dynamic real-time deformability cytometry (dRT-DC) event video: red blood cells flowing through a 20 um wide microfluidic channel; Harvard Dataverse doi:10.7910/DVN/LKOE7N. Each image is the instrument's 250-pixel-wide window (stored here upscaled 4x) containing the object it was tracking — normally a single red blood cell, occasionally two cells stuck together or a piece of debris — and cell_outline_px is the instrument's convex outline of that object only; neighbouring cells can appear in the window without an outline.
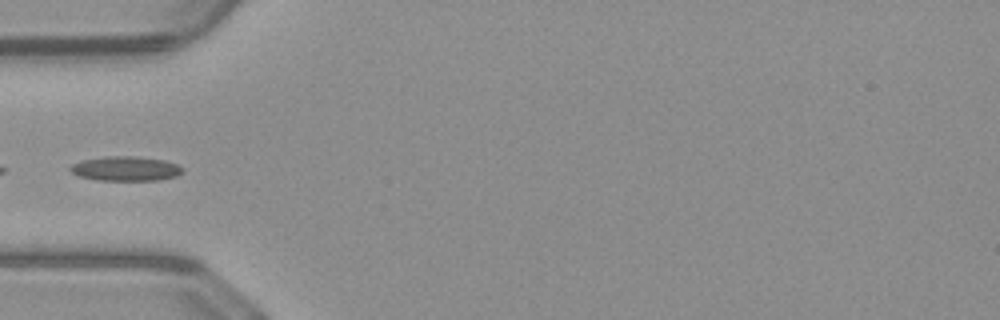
{"species": "common noctule bat (a hibernating species)", "species_latin": "Nyctalus noctula", "temperature_condition": "warm", "stored_images_in_passage": 30, "camera_frame_rate_fps": 3000, "um_per_image_px": 0.085, "animal": {"sex": "male", "body_mass_g": 23.1, "forearm_length_mm": 52.7}, "frame": {"image": 1, "passage_image": 1, "time_ms": 0.0, "image_size_px": [1000, 320], "cell_outline_px": [[184, 172], [176, 176], [160, 180], [100, 180], [80, 176], [72, 172], [68, 168], [72, 164], [80, 160], [104, 156], [136, 156], [164, 160], [176, 164], [184, 168]], "centroid_in_image_um": [10.69, 14.32], "position_along_channel_um": 74.3, "area_um2": 16.13}}
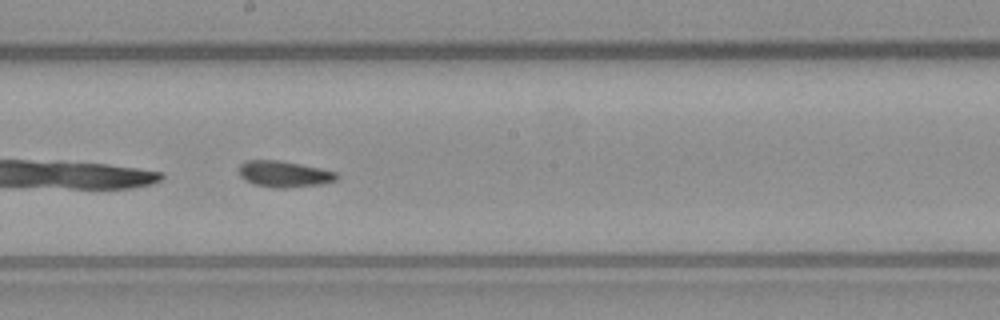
{"frame": {"image": 2, "passage_image": 12, "time_ms": 3.667, "image_size_px": [1000, 320], "cell_outline_px": [[340, 176], [336, 180], [320, 184], [288, 188], [272, 188], [256, 184], [240, 176], [240, 164], [248, 160], [280, 160], [320, 168], [336, 172]], "centroid_in_image_um": [24.19, 14.79], "position_along_channel_um": 224.0, "area_um2": 14.8}}
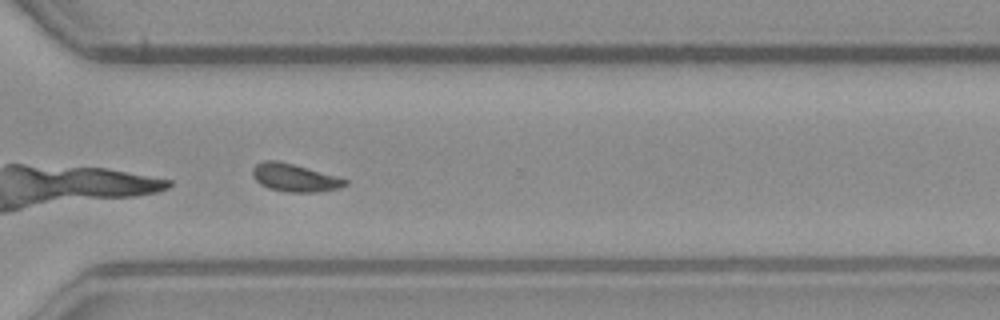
{"frame": {"image": 3, "passage_image": 21, "time_ms": 6.667, "image_size_px": [1000, 320], "cell_outline_px": [[348, 184], [340, 188], [320, 192], [288, 192], [268, 188], [260, 184], [252, 176], [252, 168], [256, 164], [264, 160], [280, 160], [348, 180]], "centroid_in_image_um": [25.01, 15.1], "position_along_channel_um": 345.6, "area_um2": 15.03}}